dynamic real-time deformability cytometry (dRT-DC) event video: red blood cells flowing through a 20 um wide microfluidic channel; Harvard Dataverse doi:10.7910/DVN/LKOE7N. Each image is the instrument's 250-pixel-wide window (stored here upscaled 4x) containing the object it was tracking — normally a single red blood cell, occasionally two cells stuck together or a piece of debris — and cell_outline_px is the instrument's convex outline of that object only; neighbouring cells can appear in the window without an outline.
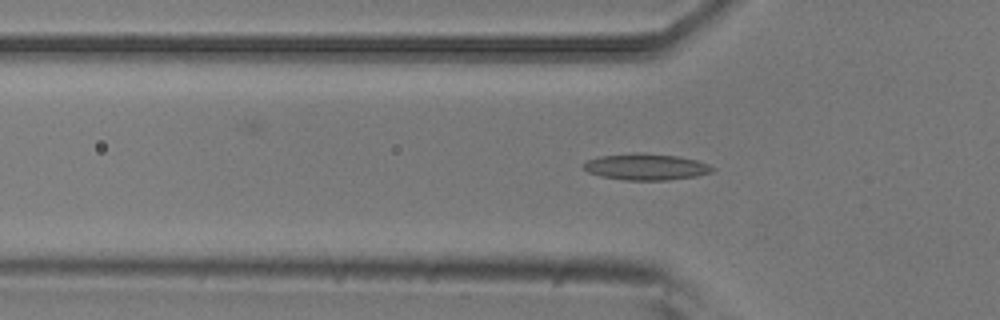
{"species": "common noctule bat (a hibernating species)", "species_latin": "Nyctalus noctula", "temperature_condition": "room temperature", "stored_images_in_passage": 51, "camera_frame_rate_fps": 3000, "um_per_image_px": 0.085, "animal": {"sex": "male", "body_mass_g": 20.5, "forearm_length_mm": 52.5}, "frame": {"image": 1, "passage_image": 17, "time_ms": 5.333, "image_size_px": [1000, 320], "cell_outline_px": [[716, 168], [712, 172], [696, 176], [668, 180], [624, 180], [600, 176], [588, 172], [584, 168], [584, 164], [588, 160], [600, 156], [636, 152], [644, 152], [676, 156], [696, 160], [708, 164]], "centroid_in_image_um": [54.92, 14.18], "position_along_channel_um": 70.9, "area_um2": 19.83}}
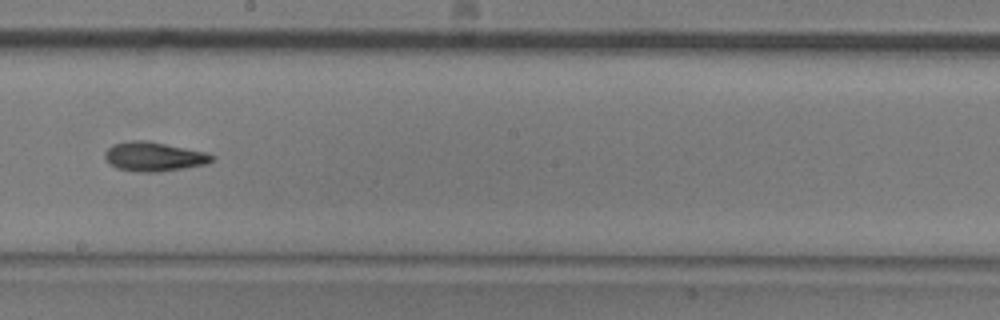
{"frame": {"image": 2, "passage_image": 30, "time_ms": 9.667, "image_size_px": [1000, 320], "cell_outline_px": [[216, 156], [208, 164], [156, 172], [136, 172], [116, 168], [108, 164], [104, 156], [104, 152], [112, 144], [132, 140], [148, 140], [204, 152]], "centroid_in_image_um": [13.03, 13.31], "position_along_channel_um": 235.2, "area_um2": 18.32}}
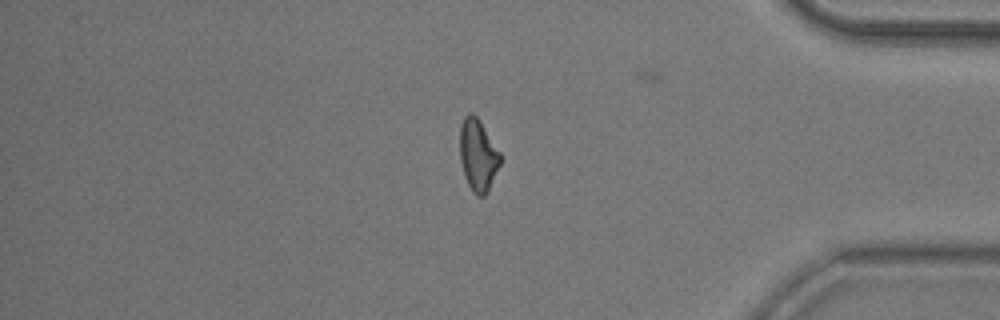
{"frame": {"image": 3, "passage_image": 45, "time_ms": 14.667, "image_size_px": [1000, 320], "cell_outline_px": [[500, 164], [484, 196], [476, 196], [472, 192], [464, 176], [460, 160], [460, 124], [464, 116], [468, 112], [472, 112], [480, 120], [500, 152]], "centroid_in_image_um": [40.6, 13.15], "position_along_channel_um": 394.6, "area_um2": 16.88}, "authors_computed_cell_mechanics": {"area_um2": 17.629, "velocity_mm_per_s": 3.7624, "shape_relaxation_time_tau1_ms": 6.0562, "shape_relaxation_time_tau2_ms": 5.8288, "deformation_change_tau1": 0.1494, "deformation_change_tau2": 0.1459}}